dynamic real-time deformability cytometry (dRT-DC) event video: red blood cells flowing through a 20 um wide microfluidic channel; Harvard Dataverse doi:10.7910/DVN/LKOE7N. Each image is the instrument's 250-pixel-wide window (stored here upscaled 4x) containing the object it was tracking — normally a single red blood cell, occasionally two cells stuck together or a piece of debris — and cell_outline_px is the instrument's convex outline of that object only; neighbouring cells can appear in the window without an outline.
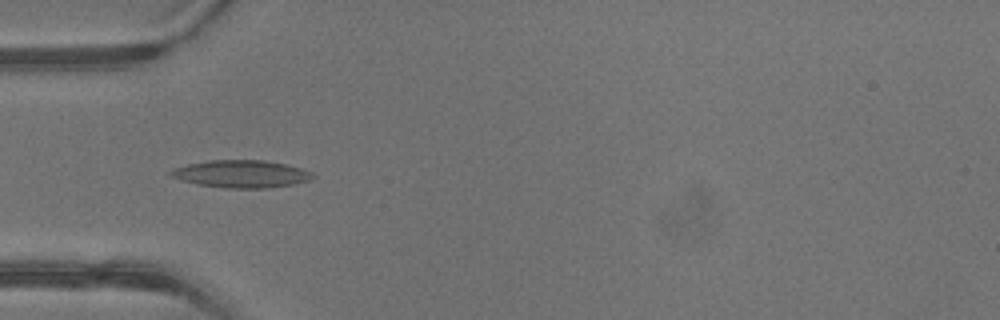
{"species": "common noctule bat (a hibernating species)", "species_latin": "Nyctalus noctula", "temperature_condition": "warm", "stored_images_in_passage": 31, "camera_frame_rate_fps": 3000, "um_per_image_px": 0.085, "animal": {"sex": "male", "body_mass_g": 13.3}, "frame": {"image": 1, "passage_image": 3, "time_ms": 0.667, "image_size_px": [1000, 320], "cell_outline_px": [[316, 176], [308, 180], [292, 184], [268, 188], [228, 188], [196, 184], [180, 180], [172, 176], [168, 172], [172, 168], [188, 164], [208, 160], [264, 160], [284, 164], [300, 168], [312, 172]], "centroid_in_image_um": [20.47, 14.78], "position_along_channel_um": 64.5, "area_um2": 22.66}}
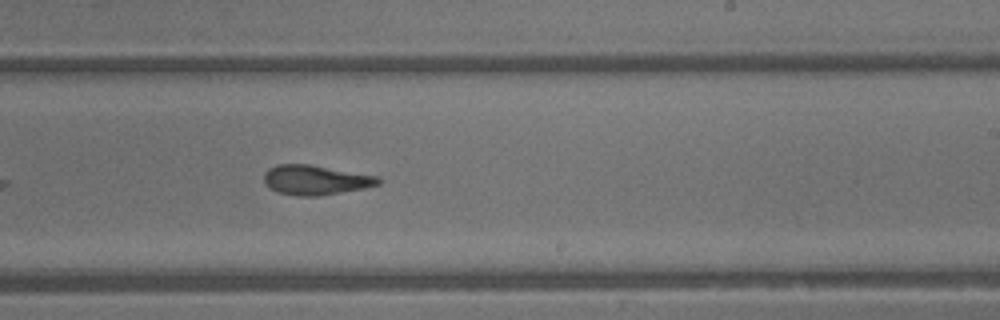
{"frame": {"image": 2, "passage_image": 15, "time_ms": 4.667, "image_size_px": [1000, 320], "cell_outline_px": [[380, 184], [364, 188], [320, 196], [300, 196], [276, 192], [264, 184], [264, 172], [268, 168], [276, 164], [308, 164], [380, 176]], "centroid_in_image_um": [26.8, 15.29], "position_along_channel_um": 262.2, "area_um2": 19.94}}
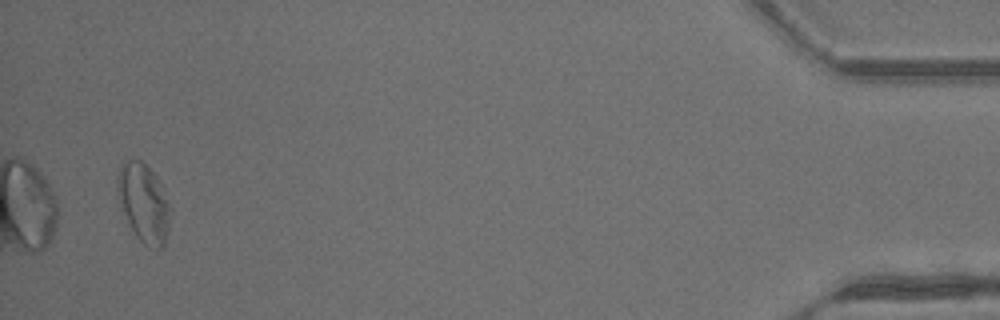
{"frame": {"image": 3, "passage_image": 30, "time_ms": 9.667, "image_size_px": [1000, 320], "cell_outline_px": [[172, 208], [168, 228], [164, 244], [160, 248], [156, 248], [144, 244], [136, 236], [120, 208], [116, 188], [116, 180], [120, 168], [124, 160], [140, 160], [156, 176]], "centroid_in_image_um": [12.2, 17.24], "position_along_channel_um": 423.0, "area_um2": 24.1}, "authors_computed_cell_mechanics": {"area_um2": 20.8658, "velocity_mm_per_s": 4.9528, "shape_relaxation_time_tau1_ms": null, "shape_relaxation_time_tau2_ms": 3.7734, "deformation_change_tau1": null, "deformation_change_tau2": 0.1418}}